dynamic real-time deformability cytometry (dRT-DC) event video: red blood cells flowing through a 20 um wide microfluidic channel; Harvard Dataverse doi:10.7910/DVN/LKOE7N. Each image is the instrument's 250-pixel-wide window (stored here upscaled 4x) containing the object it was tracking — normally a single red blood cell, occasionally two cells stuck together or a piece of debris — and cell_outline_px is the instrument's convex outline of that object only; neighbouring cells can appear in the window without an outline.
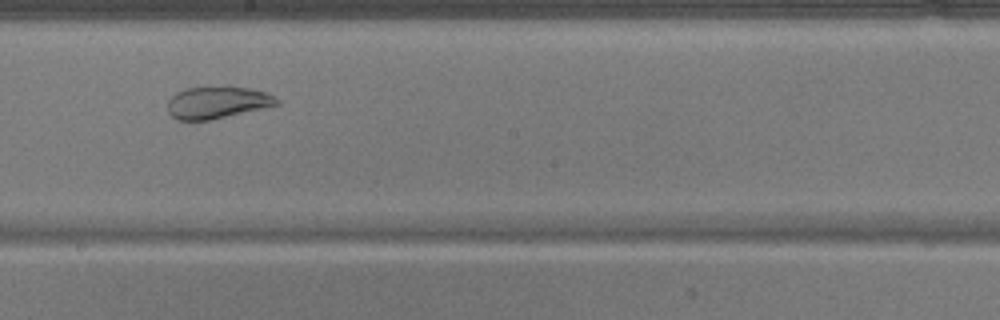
{"species": "common noctule bat (a hibernating species)", "species_latin": "Nyctalus noctula", "temperature_condition": "warm", "stored_images_in_passage": 42, "camera_frame_rate_fps": 3000, "um_per_image_px": 0.085, "animal": {"sex": "male", "body_mass_g": 17.9}, "frame": {"image": 1, "passage_image": 20, "time_ms": 6.333, "image_size_px": [1000, 320], "cell_outline_px": [[280, 104], [208, 120], [176, 120], [168, 112], [168, 100], [176, 92], [184, 88], [220, 84], [228, 84], [248, 88], [264, 92], [280, 100]], "centroid_in_image_um": [18.43, 8.66], "position_along_channel_um": 229.8, "area_um2": 20.81}}
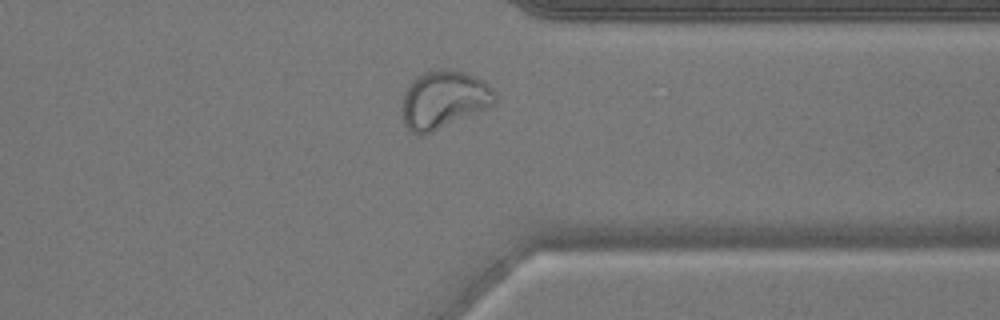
{"frame": {"image": 2, "passage_image": 31, "time_ms": 10.0, "image_size_px": [1000, 320], "cell_outline_px": [[496, 100], [488, 108], [432, 132], [412, 132], [404, 124], [404, 92], [416, 76], [428, 72], [464, 72], [476, 76], [484, 80], [496, 92]], "centroid_in_image_um": [37.78, 8.48], "position_along_channel_um": 373.6, "area_um2": 30.23}}
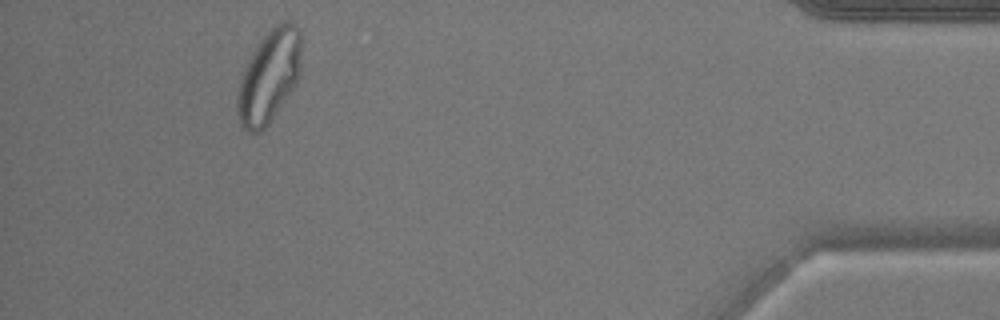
{"frame": {"image": 3, "passage_image": 38, "time_ms": 12.333, "image_size_px": [1000, 320], "cell_outline_px": [[300, 76], [296, 84], [268, 124], [260, 132], [248, 132], [240, 124], [236, 112], [236, 96], [240, 80], [244, 68], [252, 52], [260, 40], [276, 24], [284, 20], [288, 20], [300, 32]], "centroid_in_image_um": [22.85, 6.52], "position_along_channel_um": 412.4, "area_um2": 34.39}}